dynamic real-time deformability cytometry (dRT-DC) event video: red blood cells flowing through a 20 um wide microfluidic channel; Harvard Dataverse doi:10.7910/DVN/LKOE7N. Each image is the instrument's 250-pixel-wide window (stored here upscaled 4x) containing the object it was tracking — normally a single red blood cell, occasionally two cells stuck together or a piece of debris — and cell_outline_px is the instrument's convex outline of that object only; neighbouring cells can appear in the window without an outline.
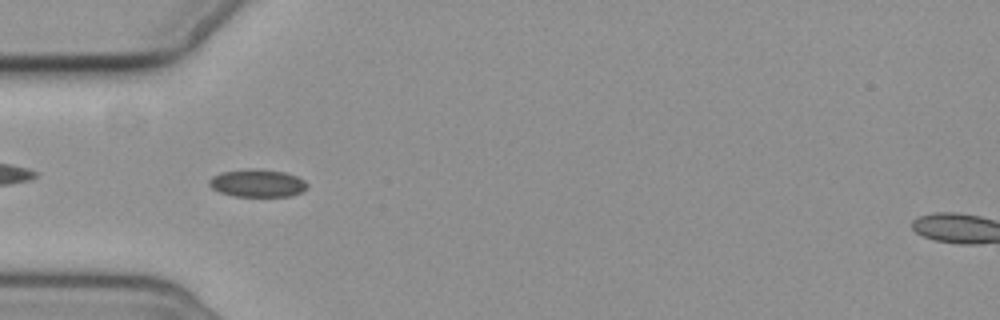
{"species": "common noctule bat (a hibernating species)", "species_latin": "Nyctalus noctula", "temperature_condition": "cold", "stored_images_in_passage": 6, "camera_frame_rate_fps": 3000, "um_per_image_px": 0.085, "animal": {"sex": "female", "body_mass_g": 19.3, "forearm_length_mm": 54.1}, "frame": {"image": 1, "passage_image": 5, "time_ms": 5.667, "image_size_px": [1000, 320], "cell_outline_px": [[308, 188], [304, 192], [292, 196], [232, 196], [220, 192], [212, 188], [208, 184], [208, 180], [212, 176], [220, 172], [248, 168], [284, 172], [296, 176], [304, 180], [308, 184]], "centroid_in_image_um": [21.88, 15.57], "position_along_channel_um": 63.1, "area_um2": 16.01}}
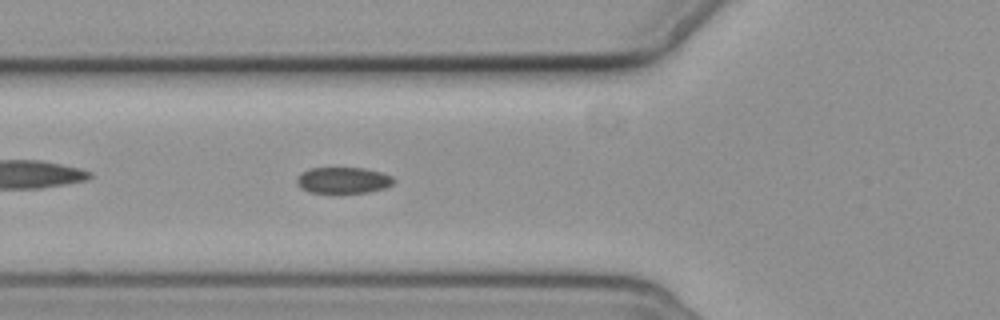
{"frame": {"image": 2, "passage_image": 6, "time_ms": 6.667, "image_size_px": [1000, 320], "cell_outline_px": [[396, 180], [392, 184], [384, 188], [368, 192], [308, 192], [300, 188], [296, 184], [296, 180], [304, 172], [312, 168], [364, 168], [380, 172], [392, 176]], "centroid_in_image_um": [29.19, 15.32], "position_along_channel_um": 96.6, "area_um2": 14.57}}